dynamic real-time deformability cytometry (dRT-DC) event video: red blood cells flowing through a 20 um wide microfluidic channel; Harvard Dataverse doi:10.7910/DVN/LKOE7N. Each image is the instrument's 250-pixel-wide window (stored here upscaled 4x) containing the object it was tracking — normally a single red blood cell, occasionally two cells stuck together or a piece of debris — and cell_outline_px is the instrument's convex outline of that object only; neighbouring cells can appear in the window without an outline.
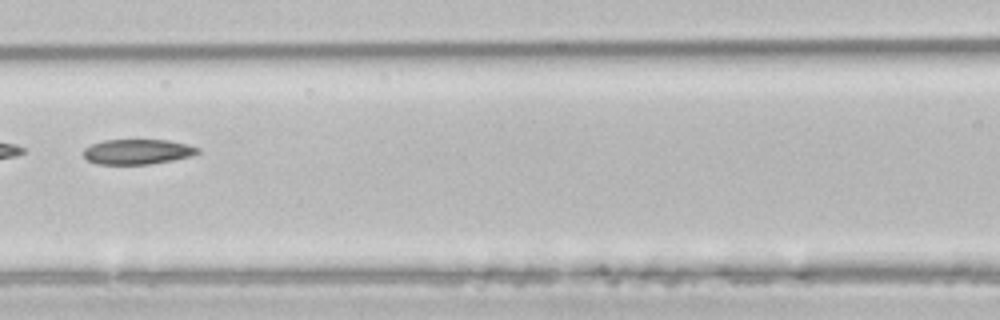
{"species": "common noctule bat (a hibernating species)", "species_latin": "Nyctalus noctula", "temperature_condition": "room temperature", "stored_images_in_passage": 6, "segment_of_instrument_passage": [2, 2], "camera_frame_rate_fps": 3000, "um_per_image_px": 0.085, "animal": {"sex": "male", "body_mass_g": 21.5, "forearm_length_mm": 52.0}, "frame": {"image": 1, "passage_image": 6, "time_ms": 1.667, "image_size_px": [1000, 320], "cell_outline_px": [[200, 152], [192, 156], [172, 160], [148, 164], [96, 164], [88, 160], [84, 156], [84, 148], [92, 144], [104, 140], [168, 140], [188, 144], [200, 148]], "centroid_in_image_um": [11.71, 12.89], "position_along_channel_um": 154.9, "area_um2": 16.7}}